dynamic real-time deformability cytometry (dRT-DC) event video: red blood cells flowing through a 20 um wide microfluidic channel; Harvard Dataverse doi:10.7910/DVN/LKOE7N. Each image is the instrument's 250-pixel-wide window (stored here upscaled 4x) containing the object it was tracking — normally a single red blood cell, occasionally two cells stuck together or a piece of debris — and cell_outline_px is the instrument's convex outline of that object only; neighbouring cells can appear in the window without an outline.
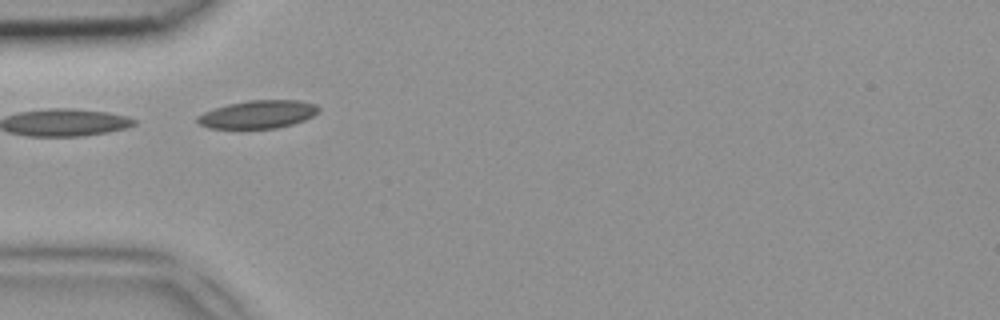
{"species": "common noctule bat (a hibernating species)", "species_latin": "Nyctalus noctula", "temperature_condition": "room temperature", "stored_images_in_passage": 5, "camera_frame_rate_fps": 3000, "um_per_image_px": 0.085, "animal": {"sex": "female", "body_mass_g": 18.4}, "frame": {"image": 1, "passage_image": 4, "time_ms": 1.0, "image_size_px": [1000, 320], "cell_outline_px": [[320, 112], [304, 120], [292, 124], [276, 128], [208, 128], [200, 124], [196, 120], [196, 116], [204, 112], [228, 104], [248, 100], [300, 100], [316, 104], [320, 108]], "centroid_in_image_um": [21.95, 9.71], "position_along_channel_um": 63.0, "area_um2": 19.77}}